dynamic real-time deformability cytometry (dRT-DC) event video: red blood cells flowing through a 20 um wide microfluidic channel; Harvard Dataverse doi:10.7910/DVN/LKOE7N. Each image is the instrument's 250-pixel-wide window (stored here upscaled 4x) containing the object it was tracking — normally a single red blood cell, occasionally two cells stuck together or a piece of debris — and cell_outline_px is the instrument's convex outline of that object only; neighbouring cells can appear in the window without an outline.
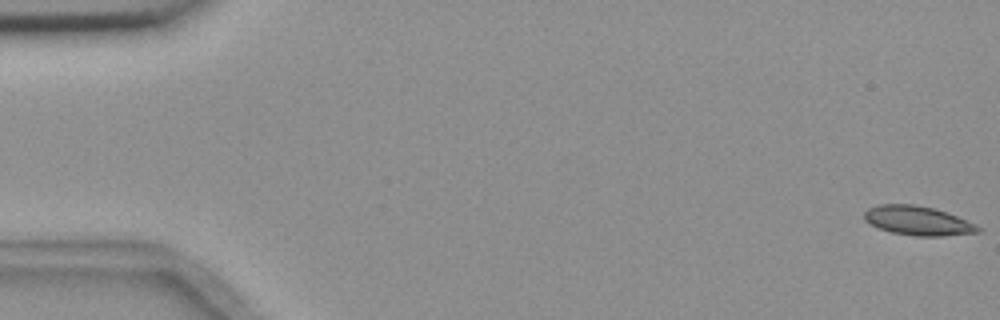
{"species": "common noctule bat (a hibernating species)", "species_latin": "Nyctalus noctula", "temperature_condition": "room temperature", "stored_images_in_passage": 6, "camera_frame_rate_fps": 3000, "um_per_image_px": 0.085, "animal": {"sex": "female", "body_mass_g": 18.4}, "frame": {"image": 1, "passage_image": 1, "time_ms": 0.0, "image_size_px": [1000, 320], "cell_outline_px": [[980, 232], [944, 236], [916, 236], [892, 232], [880, 228], [864, 220], [864, 212], [868, 208], [880, 204], [912, 204], [936, 208], [948, 212], [976, 224], [980, 228]], "centroid_in_image_um": [78.04, 18.75], "position_along_channel_um": 7.0, "area_um2": 19.36}}